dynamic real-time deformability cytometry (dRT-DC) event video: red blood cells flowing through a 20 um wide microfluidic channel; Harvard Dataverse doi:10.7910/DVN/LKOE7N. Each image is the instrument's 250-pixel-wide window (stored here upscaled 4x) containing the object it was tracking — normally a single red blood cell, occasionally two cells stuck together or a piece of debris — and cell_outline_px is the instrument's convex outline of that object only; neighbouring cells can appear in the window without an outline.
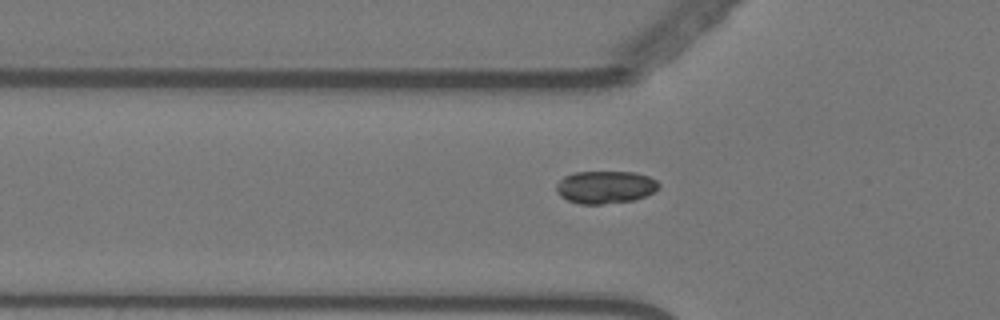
{"species": "Egyptian fruit bat (a non-hibernating species)", "species_latin": "Rousettus aegyptiacus", "temperature_condition": "warm", "stored_images_in_passage": 48, "camera_frame_rate_fps": 3000, "um_per_image_px": 0.085, "animal": {"sex": "female"}, "frame": {"image": 1, "passage_image": 10, "time_ms": 3.0, "image_size_px": [1000, 320], "cell_outline_px": [[660, 188], [644, 196], [632, 200], [600, 204], [580, 204], [568, 200], [560, 196], [556, 192], [556, 184], [564, 176], [576, 172], [636, 172], [648, 176], [656, 180], [660, 184]], "centroid_in_image_um": [51.44, 15.9], "position_along_channel_um": 74.4, "area_um2": 19.42}}
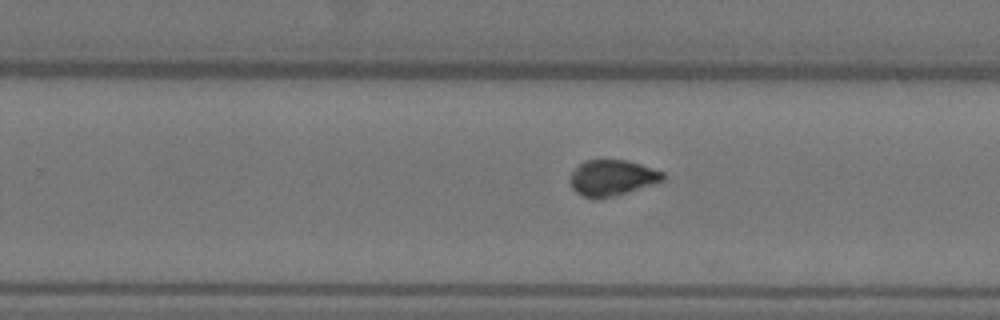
{"frame": {"image": 2, "passage_image": 27, "time_ms": 8.667, "image_size_px": [1000, 320], "cell_outline_px": [[664, 180], [628, 192], [596, 200], [592, 200], [580, 196], [572, 188], [568, 180], [568, 176], [584, 160], [628, 160], [664, 172]], "centroid_in_image_um": [51.97, 15.13], "position_along_channel_um": 277.8, "area_um2": 19.59}}
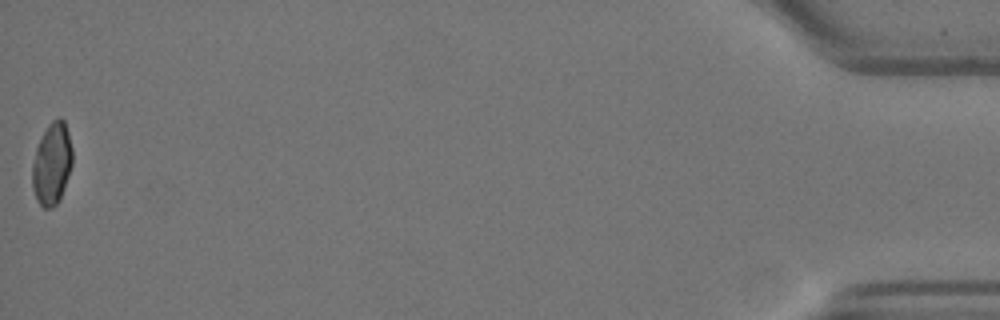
{"frame": {"image": 3, "passage_image": 48, "time_ms": 15.667, "image_size_px": [1000, 320], "cell_outline_px": [[72, 164], [60, 200], [52, 208], [44, 208], [36, 200], [32, 188], [32, 164], [36, 148], [48, 124], [56, 116], [60, 116], [64, 120], [68, 132], [72, 148]], "centroid_in_image_um": [4.41, 13.91], "position_along_channel_um": 430.8, "area_um2": 19.31}, "authors_computed_cell_mechanics": {"area_um2": 19.3052, "velocity_mm_per_s": 3.5803, "shape_relaxation_time_tau1_ms": null, "shape_relaxation_time_tau2_ms": 0.7223, "deformation_change_tau1": null, "deformation_change_tau2": 0.0465}}